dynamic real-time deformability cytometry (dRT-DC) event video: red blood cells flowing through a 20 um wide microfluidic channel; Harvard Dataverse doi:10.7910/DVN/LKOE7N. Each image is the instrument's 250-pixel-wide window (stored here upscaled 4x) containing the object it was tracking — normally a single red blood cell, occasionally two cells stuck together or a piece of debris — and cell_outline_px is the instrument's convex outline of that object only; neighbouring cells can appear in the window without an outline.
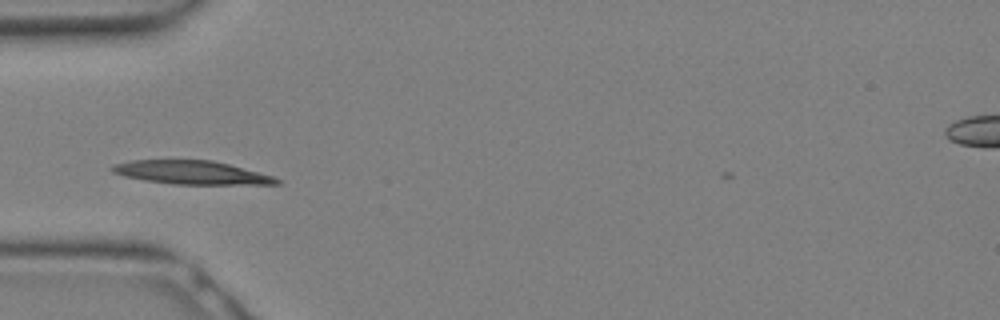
{"species": "Egyptian fruit bat (a non-hibernating species)", "species_latin": "Rousettus aegyptiacus", "temperature_condition": "warm", "stored_images_in_passage": 6, "camera_frame_rate_fps": 3000, "um_per_image_px": 0.085, "animal": {"sex": "female"}, "frame": {"image": 1, "passage_image": 1, "time_ms": 0.0, "image_size_px": [1000, 320], "cell_outline_px": [[280, 184], [172, 184], [144, 180], [124, 176], [112, 172], [108, 168], [112, 164], [132, 160], [212, 160], [228, 164], [272, 176], [280, 180]], "centroid_in_image_um": [16.19, 14.66], "position_along_channel_um": 68.8, "area_um2": 22.37}}
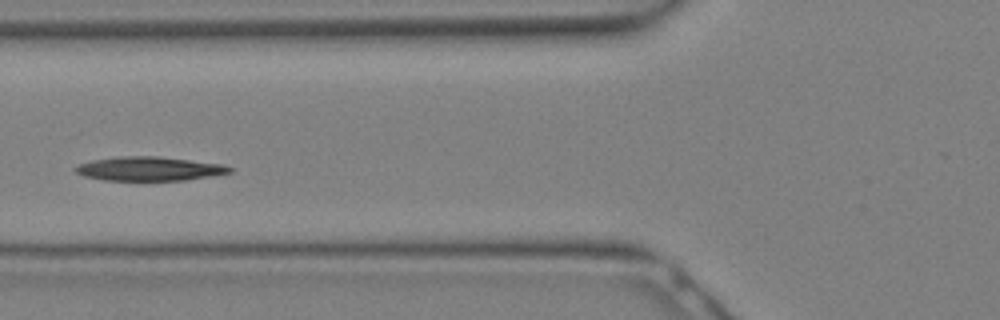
{"frame": {"image": 2, "passage_image": 3, "time_ms": 0.667, "image_size_px": [1000, 320], "cell_outline_px": [[232, 172], [212, 176], [184, 180], [104, 180], [84, 176], [76, 172], [72, 168], [80, 164], [92, 160], [116, 156], [156, 156], [224, 164], [232, 168]], "centroid_in_image_um": [12.68, 14.34], "position_along_channel_um": 113.1, "area_um2": 21.56}}
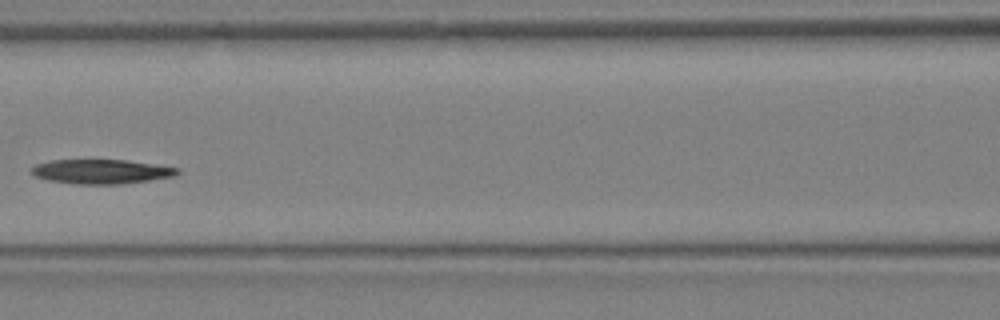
{"frame": {"image": 3, "passage_image": 5, "time_ms": 1.333, "image_size_px": [1000, 320], "cell_outline_px": [[180, 172], [176, 176], [120, 184], [72, 184], [48, 180], [36, 176], [32, 172], [32, 168], [36, 164], [52, 160], [128, 160], [180, 168]], "centroid_in_image_um": [8.64, 14.58], "position_along_channel_um": 158.0, "area_um2": 20.69}}